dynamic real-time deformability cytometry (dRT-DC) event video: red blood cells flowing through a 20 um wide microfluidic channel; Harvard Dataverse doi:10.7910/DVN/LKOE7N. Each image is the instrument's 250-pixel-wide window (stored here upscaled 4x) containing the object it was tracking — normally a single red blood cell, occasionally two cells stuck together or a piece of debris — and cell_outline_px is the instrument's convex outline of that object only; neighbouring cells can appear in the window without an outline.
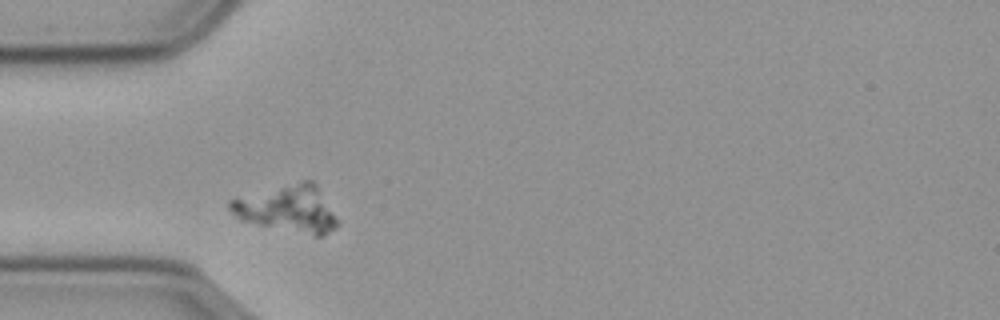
{"species": "common noctule bat (a hibernating species)", "species_latin": "Nyctalus noctula", "temperature_condition": "cold", "stored_images_in_passage": 31, "camera_frame_rate_fps": 3000, "um_per_image_px": 0.085, "animal": {"sex": "male", "body_mass_g": 23.1, "forearm_length_mm": 52.7}, "frame": {"image": 1, "passage_image": 1, "time_ms": 0.0, "image_size_px": [1000, 320], "cell_outline_px": [[340, 224], [336, 228], [324, 236], [316, 236], [240, 220], [228, 208], [228, 200], [304, 180], [312, 180], [316, 184], [340, 220]], "centroid_in_image_um": [24.53, 17.76], "position_along_channel_um": 60.5, "area_um2": 29.02}}
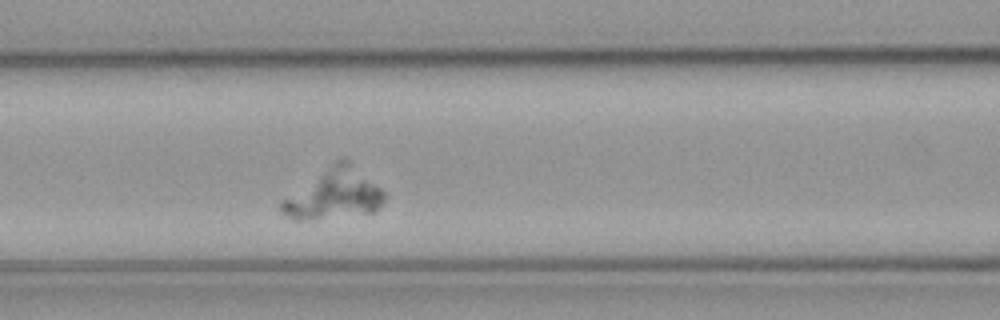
{"frame": {"image": 2, "passage_image": 8, "time_ms": 2.333, "image_size_px": [1000, 320], "cell_outline_px": [[384, 200], [372, 212], [300, 220], [296, 220], [288, 216], [280, 208], [280, 200], [340, 156], [348, 160], [380, 188], [384, 192]], "centroid_in_image_um": [28.34, 16.46], "position_along_channel_um": 138.3, "area_um2": 29.42}}
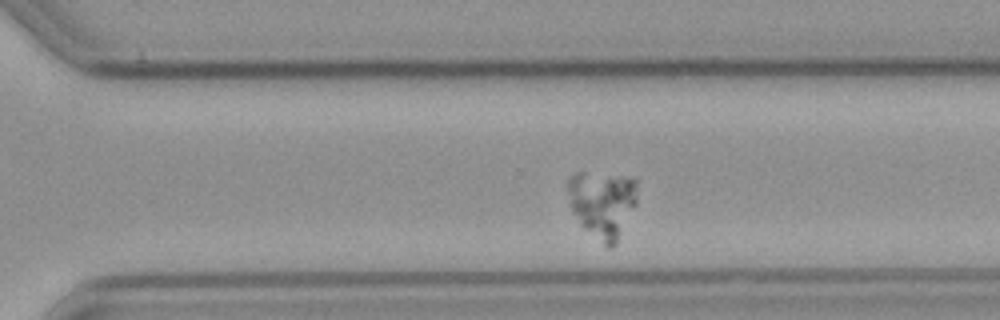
{"frame": {"image": 3, "passage_image": 24, "time_ms": 7.667, "image_size_px": [1000, 320], "cell_outline_px": [[636, 204], [616, 244], [608, 248], [584, 228], [580, 224], [572, 208], [568, 192], [568, 176], [576, 172], [580, 172], [620, 176], [636, 180]], "centroid_in_image_um": [51.21, 17.32], "position_along_channel_um": 319.4, "area_um2": 26.76}}